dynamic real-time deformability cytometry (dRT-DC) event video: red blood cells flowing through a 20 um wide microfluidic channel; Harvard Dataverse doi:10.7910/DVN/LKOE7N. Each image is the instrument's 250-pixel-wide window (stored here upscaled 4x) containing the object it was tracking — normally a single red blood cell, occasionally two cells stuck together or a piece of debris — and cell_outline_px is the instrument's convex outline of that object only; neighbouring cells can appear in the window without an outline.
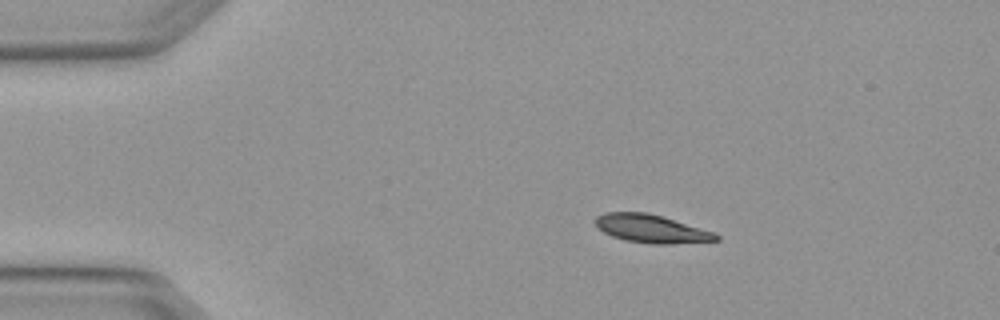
{"species": "Egyptian fruit bat (a non-hibernating species)", "species_latin": "Rousettus aegyptiacus", "temperature_condition": "warm", "stored_images_in_passage": 4, "camera_frame_rate_fps": 3000, "um_per_image_px": 0.085, "animal": {"sex": "female"}, "frame": {"image": 1, "passage_image": 1, "time_ms": 0.0, "image_size_px": [1000, 320], "cell_outline_px": [[720, 240], [668, 244], [652, 244], [624, 240], [612, 236], [604, 232], [596, 224], [596, 216], [604, 212], [648, 212], [716, 232], [720, 236]], "centroid_in_image_um": [55.4, 19.44], "position_along_channel_um": 29.6, "area_um2": 19.83}}
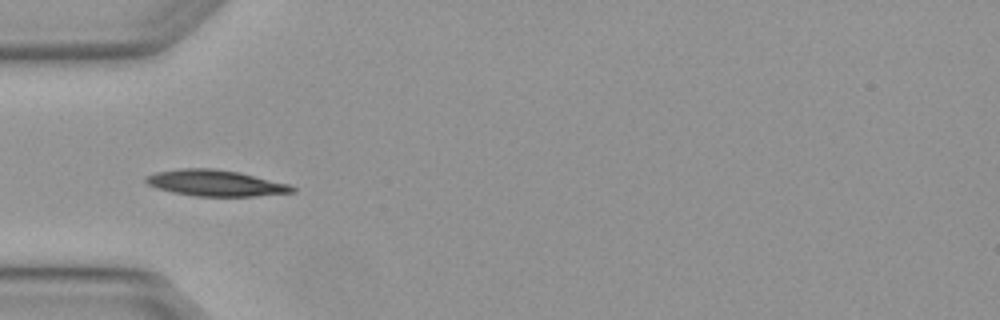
{"frame": {"image": 2, "passage_image": 3, "time_ms": 0.667, "image_size_px": [1000, 320], "cell_outline_px": [[296, 192], [252, 196], [196, 196], [172, 192], [156, 188], [148, 184], [144, 180], [144, 176], [156, 172], [180, 168], [212, 168], [240, 172], [288, 184], [296, 188]], "centroid_in_image_um": [18.29, 15.55], "position_along_channel_um": 66.7, "area_um2": 22.31}}
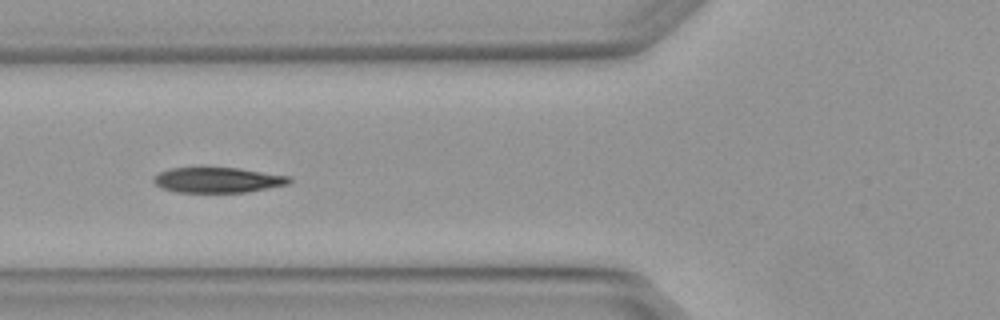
{"frame": {"image": 3, "passage_image": 4, "time_ms": 1.0, "image_size_px": [1000, 320], "cell_outline_px": [[292, 180], [288, 184], [244, 192], [176, 192], [160, 188], [152, 180], [160, 172], [172, 168], [236, 168], [288, 176]], "centroid_in_image_um": [18.47, 15.31], "position_along_channel_um": 107.3, "area_um2": 19.59}}